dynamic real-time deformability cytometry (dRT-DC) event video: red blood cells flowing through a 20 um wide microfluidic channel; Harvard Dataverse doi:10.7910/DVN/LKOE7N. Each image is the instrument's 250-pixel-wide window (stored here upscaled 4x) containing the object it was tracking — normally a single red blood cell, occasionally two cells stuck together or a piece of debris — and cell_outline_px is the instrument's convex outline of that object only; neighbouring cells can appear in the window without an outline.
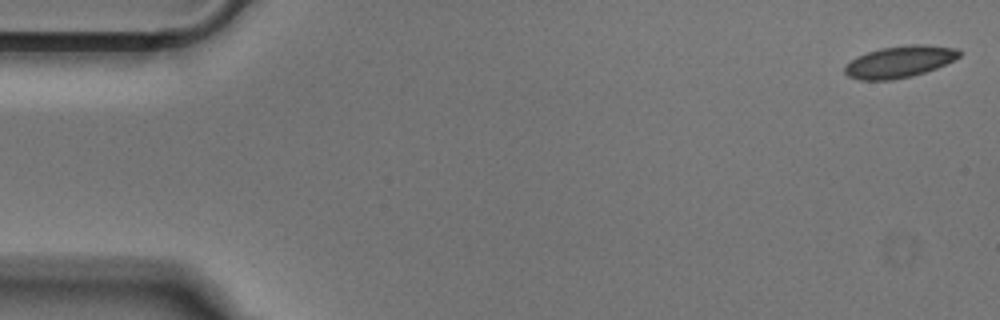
{"species": "Egyptian fruit bat (a non-hibernating species)", "species_latin": "Rousettus aegyptiacus", "temperature_condition": "cold", "stored_images_in_passage": 12, "camera_frame_rate_fps": 3000, "um_per_image_px": 0.085, "animal": {"sex": "male"}, "frame": {"image": 1, "passage_image": 1, "time_ms": 0.0, "image_size_px": [1000, 320], "cell_outline_px": [[960, 56], [936, 68], [912, 76], [892, 80], [860, 80], [848, 76], [844, 72], [844, 68], [856, 56], [880, 48], [908, 44], [928, 44], [956, 48], [960, 52]], "centroid_in_image_um": [76.45, 5.24], "position_along_channel_um": 8.5, "area_um2": 21.1}}